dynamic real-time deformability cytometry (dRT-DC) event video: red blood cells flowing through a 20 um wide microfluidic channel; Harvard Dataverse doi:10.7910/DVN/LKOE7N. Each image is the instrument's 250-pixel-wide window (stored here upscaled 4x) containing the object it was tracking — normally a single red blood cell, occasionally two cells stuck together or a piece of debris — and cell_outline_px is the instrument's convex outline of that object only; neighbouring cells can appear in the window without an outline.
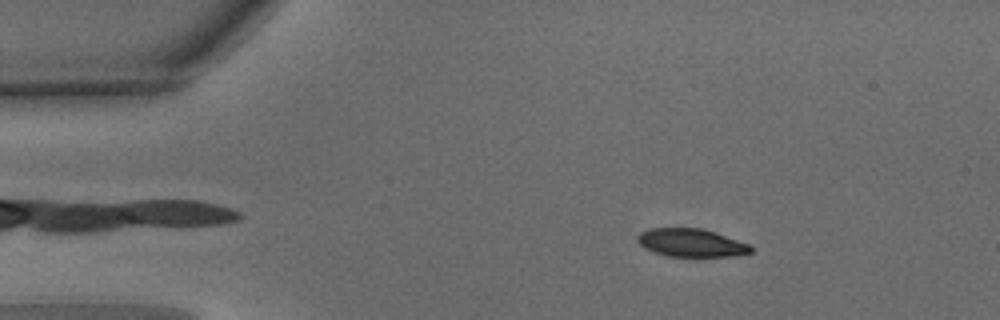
{"species": "common noctule bat (a hibernating species)", "species_latin": "Nyctalus noctula", "temperature_condition": "warm", "stored_images_in_passage": 50, "camera_frame_rate_fps": 3000, "um_per_image_px": 0.085, "animal": {"sex": "male", "body_mass_g": 15.6}, "frame": {"image": 1, "passage_image": 7, "time_ms": 2.0, "image_size_px": [1000, 320], "cell_outline_px": [[752, 252], [732, 256], [668, 256], [644, 248], [636, 240], [636, 236], [640, 232], [648, 228], [700, 228], [716, 232], [748, 244], [752, 248]], "centroid_in_image_um": [58.71, 20.62], "position_along_channel_um": 26.3, "area_um2": 18.44}}
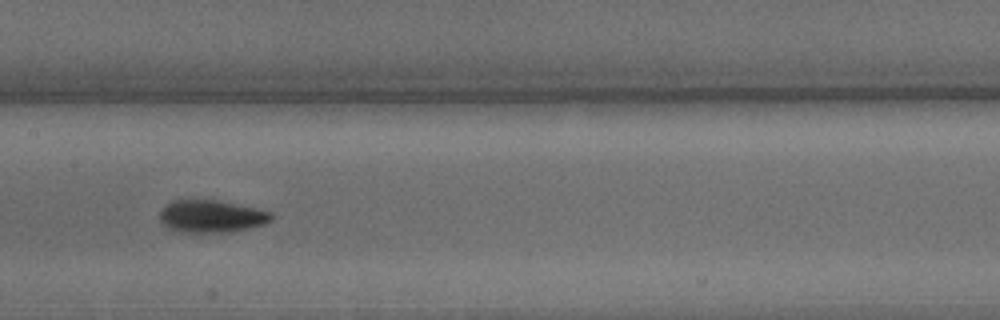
{"frame": {"image": 2, "passage_image": 24, "time_ms": 7.667, "image_size_px": [1000, 320], "cell_outline_px": [[272, 220], [264, 224], [252, 228], [232, 232], [176, 232], [168, 228], [160, 220], [160, 212], [172, 200], [220, 200], [256, 208], [272, 212]], "centroid_in_image_um": [18.0, 18.39], "position_along_channel_um": 189.4, "area_um2": 21.21}}
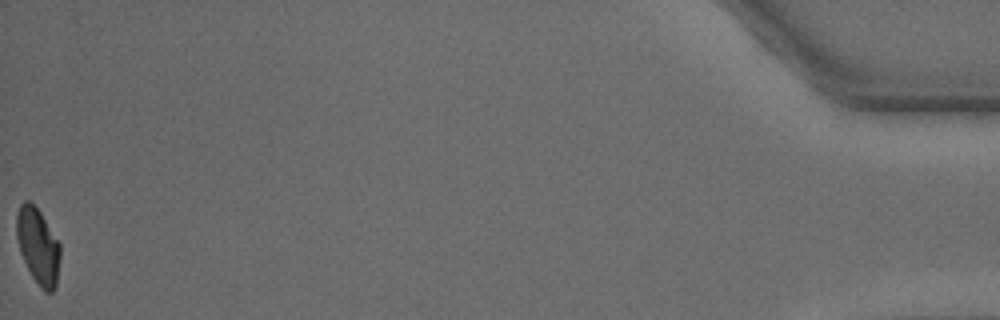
{"frame": {"image": 3, "passage_image": 50, "time_ms": 16.333, "image_size_px": [1000, 320], "cell_outline_px": [[60, 256], [56, 284], [52, 292], [44, 292], [40, 288], [32, 276], [20, 252], [16, 236], [16, 212], [20, 204], [24, 200], [28, 200], [40, 212], [60, 244]], "centroid_in_image_um": [3.21, 20.91], "position_along_channel_um": 432.0, "area_um2": 19.19}, "authors_computed_cell_mechanics": {"area_um2": 20.4034, "velocity_mm_per_s": 3.9606, "shape_relaxation_time_tau1_ms": 2.7869, "shape_relaxation_time_tau2_ms": 4.7558, "deformation_change_tau1": 0.1355, "deformation_change_tau2": 0.0633}}